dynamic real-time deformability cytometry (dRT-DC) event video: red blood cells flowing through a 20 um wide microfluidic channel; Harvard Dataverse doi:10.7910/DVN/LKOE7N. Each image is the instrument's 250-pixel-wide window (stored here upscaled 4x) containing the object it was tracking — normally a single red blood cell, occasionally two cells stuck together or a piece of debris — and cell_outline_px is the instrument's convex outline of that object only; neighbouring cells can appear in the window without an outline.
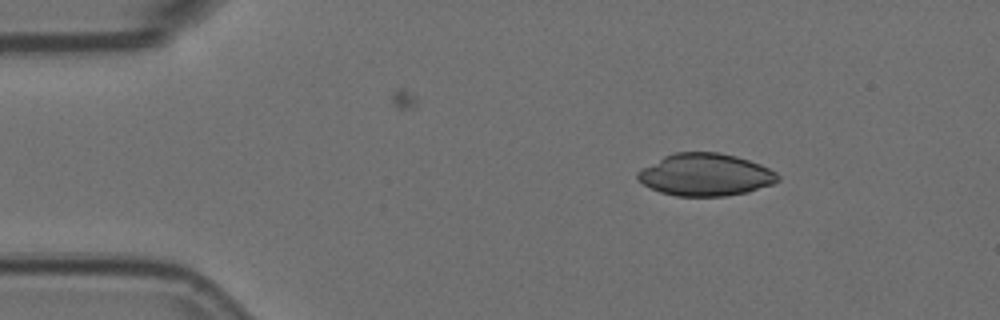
{"species": "Egyptian fruit bat (a non-hibernating species)", "species_latin": "Rousettus aegyptiacus", "temperature_condition": "room temperature", "stored_images_in_passage": 3, "camera_frame_rate_fps": 3000, "um_per_image_px": 0.085, "animal": {"sex": "female"}, "frame": {"image": 1, "passage_image": 1, "time_ms": 0.0, "image_size_px": [1000, 320], "cell_outline_px": [[780, 180], [772, 184], [748, 192], [724, 196], [676, 196], [660, 192], [644, 184], [636, 176], [636, 172], [664, 156], [676, 152], [720, 152], [736, 156], [760, 164], [776, 172], [780, 176]], "centroid_in_image_um": [59.98, 14.85], "position_along_channel_um": 25.0, "area_um2": 34.45}}